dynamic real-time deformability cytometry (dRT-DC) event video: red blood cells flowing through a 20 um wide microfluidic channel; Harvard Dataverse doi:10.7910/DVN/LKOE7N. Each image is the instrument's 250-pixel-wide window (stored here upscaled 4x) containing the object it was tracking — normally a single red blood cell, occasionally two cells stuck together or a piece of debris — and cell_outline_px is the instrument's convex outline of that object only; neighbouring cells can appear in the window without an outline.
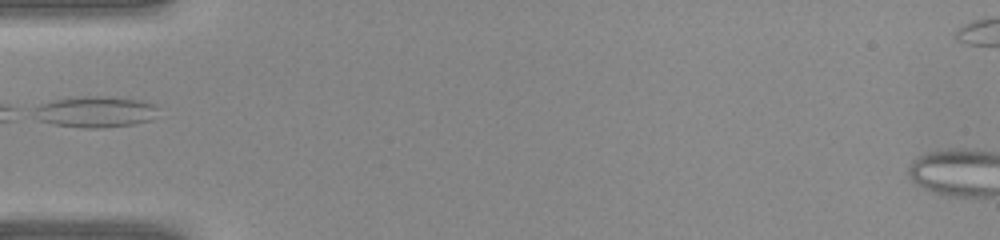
{"species": "common noctule bat (a hibernating species)", "species_latin": "Nyctalus noctula", "temperature_condition": "warm", "stored_images_in_passage": 1, "camera_frame_rate_fps": 3000, "um_per_image_px": 0.085, "animal": {"sex": "female", "body_mass_g": 22.0, "forearm_length_mm": 56.7}, "frame": {"image": 1, "passage_image": 1, "time_ms": 0.0, "image_size_px": [1000, 240], "cell_outline_px": [[156, 108], [152, 120], [136, 124], [100, 128], [84, 128], [56, 124], [40, 120], [32, 108], [40, 104], [52, 100], [76, 96], [112, 96], [144, 100], [156, 104]], "centroid_in_image_um": [8.14, 9.48], "position_along_channel_um": 76.9, "area_um2": 22.72}}